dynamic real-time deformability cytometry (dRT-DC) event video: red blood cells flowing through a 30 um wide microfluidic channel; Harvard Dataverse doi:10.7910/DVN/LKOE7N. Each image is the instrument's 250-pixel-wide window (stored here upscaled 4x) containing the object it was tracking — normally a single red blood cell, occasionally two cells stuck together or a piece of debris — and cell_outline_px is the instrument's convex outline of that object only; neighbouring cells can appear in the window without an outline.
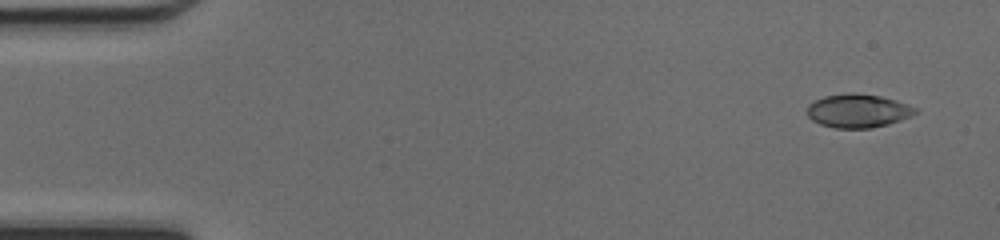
{"species": "common noctule bat (a hibernating species)", "species_latin": "Nyctalus noctula", "temperature_condition": "cold", "stored_images_in_passage": 48, "camera_frame_rate_fps": 3000, "um_per_image_px": 0.085, "animal": {"sex": "female", "body_mass_g": 17.0, "forearm_length_mm": 48.0}, "frame": {"image": 1, "passage_image": 3, "time_ms": 0.667, "image_size_px": [1000, 240], "cell_outline_px": [[916, 112], [900, 120], [888, 124], [872, 128], [836, 128], [820, 124], [812, 120], [808, 116], [808, 104], [824, 96], [848, 92], [856, 92], [880, 96], [908, 104], [916, 108]], "centroid_in_image_um": [72.9, 9.41], "position_along_channel_um": 12.1, "area_um2": 21.04}}
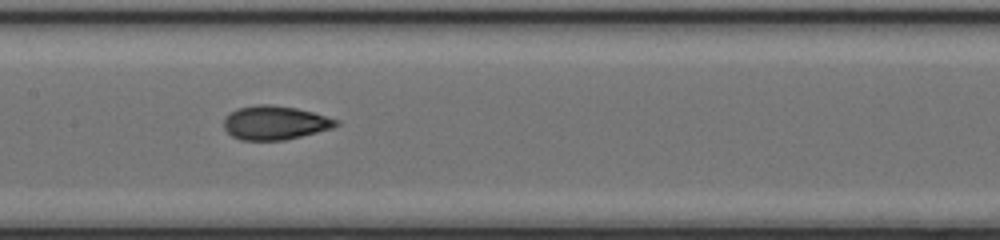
{"frame": {"image": 2, "passage_image": 24, "time_ms": 7.667, "image_size_px": [1000, 240], "cell_outline_px": [[340, 124], [332, 128], [284, 140], [240, 140], [232, 136], [224, 128], [224, 120], [232, 112], [240, 108], [256, 104], [268, 104], [296, 108], [312, 112], [340, 120]], "centroid_in_image_um": [23.39, 10.43], "position_along_channel_um": 184.0, "area_um2": 21.91}}
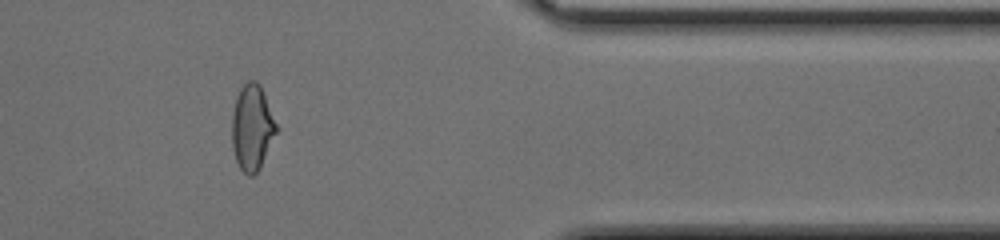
{"frame": {"image": 3, "passage_image": 40, "time_ms": 13.0, "image_size_px": [1000, 240], "cell_outline_px": [[280, 128], [260, 168], [252, 176], [248, 176], [240, 168], [236, 160], [232, 148], [232, 112], [236, 96], [240, 88], [248, 80], [256, 80], [260, 84]], "centroid_in_image_um": [21.45, 10.83], "position_along_channel_um": 389.9, "area_um2": 22.72}, "authors_computed_cell_mechanics": {"area_um2": 21.9351, "velocity_mm_per_s": 4.2827, "shape_relaxation_time_tau1_ms": 4.4269, "shape_relaxation_time_tau2_ms": 1.3957, "deformation_change_tau1": 0.1777, "deformation_change_tau2": 0.0645}}